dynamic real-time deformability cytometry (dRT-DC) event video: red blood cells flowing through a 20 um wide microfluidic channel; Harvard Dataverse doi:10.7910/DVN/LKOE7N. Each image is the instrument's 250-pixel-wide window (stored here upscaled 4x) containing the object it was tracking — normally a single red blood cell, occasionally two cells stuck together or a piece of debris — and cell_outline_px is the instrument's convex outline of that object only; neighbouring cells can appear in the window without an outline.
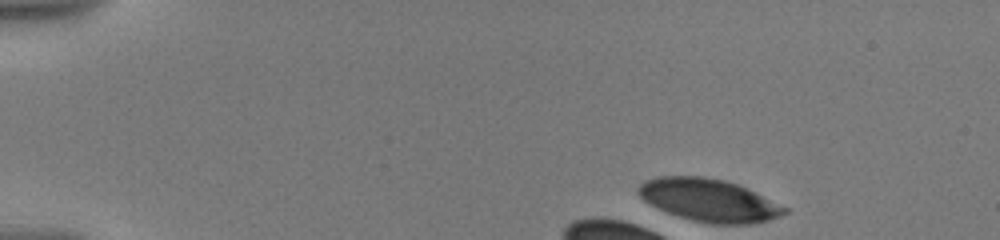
{"species": "human", "species_latin": "Homo sapiens", "temperature_condition": "warm", "stored_images_in_passage": 2, "camera_frame_rate_fps": 3000, "um_per_image_px": 0.085, "donor": {"sex": "male"}, "frame": {"image": 1, "passage_image": 1, "time_ms": 0.0, "image_size_px": [1000, 240], "cell_outline_px": [[788, 212], [780, 216], [768, 220], [752, 224], [712, 224], [692, 220], [668, 212], [644, 200], [636, 192], [636, 188], [644, 180], [660, 176], [700, 176], [724, 180], [736, 184], [788, 208]], "centroid_in_image_um": [60.24, 17.02], "position_along_channel_um": 24.8, "area_um2": 35.89}}